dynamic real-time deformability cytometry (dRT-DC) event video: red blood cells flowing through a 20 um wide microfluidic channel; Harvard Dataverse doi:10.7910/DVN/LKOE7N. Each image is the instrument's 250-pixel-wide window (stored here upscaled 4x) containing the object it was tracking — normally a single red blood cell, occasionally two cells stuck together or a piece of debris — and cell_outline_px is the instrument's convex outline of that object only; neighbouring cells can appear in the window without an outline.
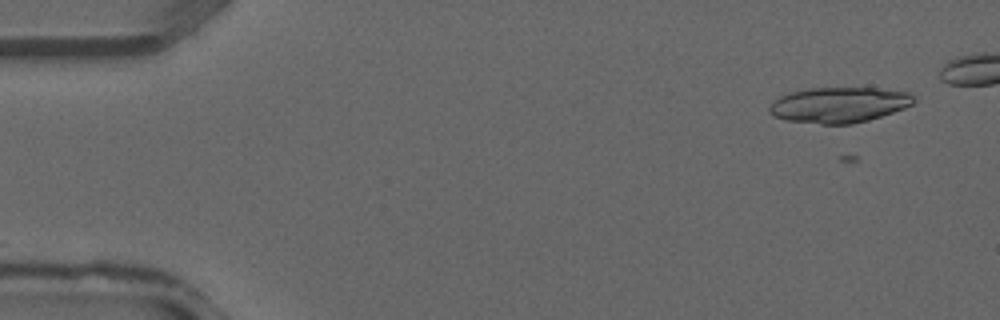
{"species": "common noctule bat (a hibernating species)", "species_latin": "Nyctalus noctula", "temperature_condition": "warm", "stored_images_in_passage": 12, "camera_frame_rate_fps": 3000, "um_per_image_px": 0.085, "animal": {"sex": "male", "forearm_length_mm": 52.5}, "frame": {"image": 1, "passage_image": 3, "time_ms": 0.667, "image_size_px": [1000, 320], "cell_outline_px": [[916, 100], [912, 104], [904, 108], [868, 120], [852, 124], [820, 124], [784, 120], [772, 116], [768, 112], [768, 108], [780, 96], [792, 92], [808, 88], [876, 88], [908, 92], [916, 96]], "centroid_in_image_um": [71.31, 8.92], "position_along_channel_um": 13.7, "area_um2": 29.88}}